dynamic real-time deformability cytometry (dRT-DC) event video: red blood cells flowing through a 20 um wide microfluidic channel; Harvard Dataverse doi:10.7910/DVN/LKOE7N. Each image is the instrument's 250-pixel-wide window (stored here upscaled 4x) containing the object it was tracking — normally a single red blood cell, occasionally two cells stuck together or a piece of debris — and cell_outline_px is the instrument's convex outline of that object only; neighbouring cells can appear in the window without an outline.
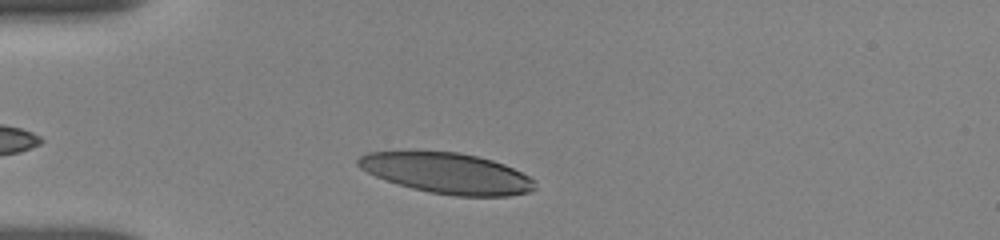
{"species": "human", "species_latin": "Homo sapiens", "temperature_condition": "room temperature", "stored_images_in_passage": 5, "camera_frame_rate_fps": 3000, "um_per_image_px": 0.085, "donor": {"sex": "female"}, "frame": {"image": 1, "passage_image": 4, "time_ms": 1.667, "image_size_px": [1000, 240], "cell_outline_px": [[536, 188], [528, 192], [508, 196], [456, 196], [432, 192], [412, 188], [376, 176], [360, 168], [356, 164], [356, 160], [360, 156], [368, 152], [460, 152], [492, 160], [504, 164], [536, 180]], "centroid_in_image_um": [38.03, 14.73], "position_along_channel_um": 47.0, "area_um2": 41.38}}